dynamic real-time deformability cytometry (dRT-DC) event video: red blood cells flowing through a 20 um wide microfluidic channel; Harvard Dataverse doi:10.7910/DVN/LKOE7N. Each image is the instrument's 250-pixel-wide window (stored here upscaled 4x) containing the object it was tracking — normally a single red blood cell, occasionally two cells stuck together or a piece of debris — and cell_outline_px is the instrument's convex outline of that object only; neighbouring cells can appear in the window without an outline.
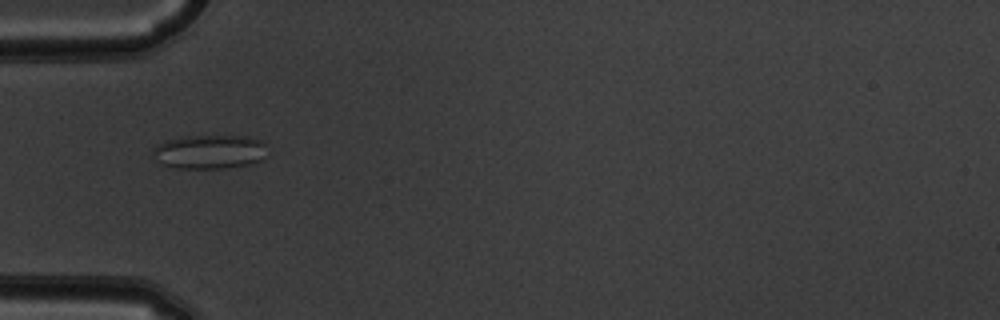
{"species": "common noctule bat (a hibernating species)", "species_latin": "Nyctalus noctula", "temperature_condition": "warm", "stored_images_in_passage": 32, "camera_frame_rate_fps": 3000, "um_per_image_px": 0.085, "animal": {"sex": "male", "body_mass_g": 19.5, "forearm_length_mm": 54.6}, "frame": {"image": 1, "passage_image": 1, "time_ms": 0.0, "image_size_px": [1000, 320], "cell_outline_px": [[268, 156], [260, 160], [248, 164], [224, 168], [176, 168], [164, 164], [156, 160], [152, 152], [156, 144], [168, 140], [184, 136], [244, 136], [260, 140], [264, 144]], "centroid_in_image_um": [17.81, 12.9], "position_along_channel_um": 67.2, "area_um2": 22.6}}
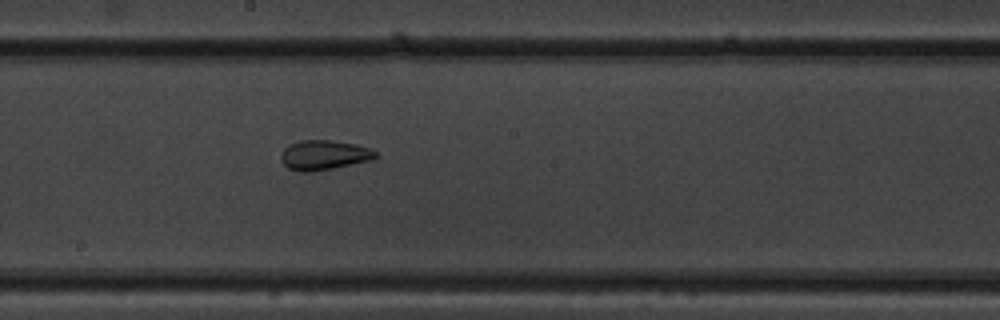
{"frame": {"image": 2, "passage_image": 13, "time_ms": 4.0, "image_size_px": [1000, 320], "cell_outline_px": [[380, 156], [372, 160], [312, 172], [300, 172], [288, 168], [280, 160], [280, 156], [284, 148], [288, 144], [300, 140], [332, 140], [356, 144], [372, 148]], "centroid_in_image_um": [27.55, 13.17], "position_along_channel_um": 220.7, "area_um2": 16.65}}
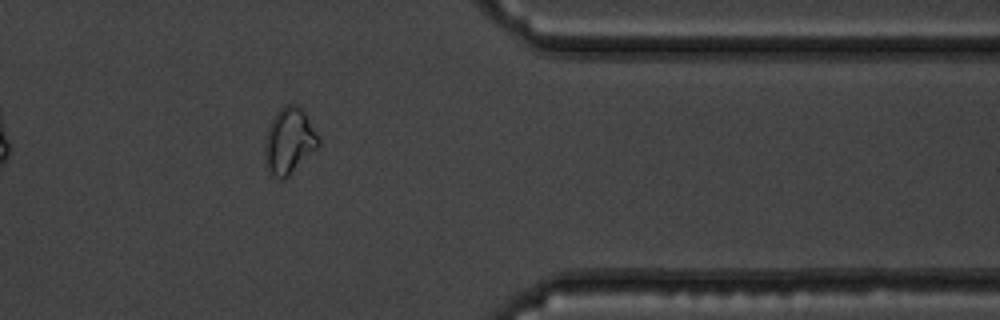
{"frame": {"image": 3, "passage_image": 27, "time_ms": 8.667, "image_size_px": [1000, 320], "cell_outline_px": [[320, 144], [284, 180], [280, 180], [268, 168], [264, 152], [264, 144], [268, 128], [276, 112], [284, 104], [296, 104], [304, 112], [320, 140]], "centroid_in_image_um": [24.57, 11.96], "position_along_channel_um": 386.8, "area_um2": 20.11}, "authors_computed_cell_mechanics": {"area_um2": 16.5597, "velocity_mm_per_s": 3.8516, "shape_relaxation_time_tau1_ms": null, "shape_relaxation_time_tau2_ms": 1.3882, "deformation_change_tau1": null, "deformation_change_tau2": 0.0863}}